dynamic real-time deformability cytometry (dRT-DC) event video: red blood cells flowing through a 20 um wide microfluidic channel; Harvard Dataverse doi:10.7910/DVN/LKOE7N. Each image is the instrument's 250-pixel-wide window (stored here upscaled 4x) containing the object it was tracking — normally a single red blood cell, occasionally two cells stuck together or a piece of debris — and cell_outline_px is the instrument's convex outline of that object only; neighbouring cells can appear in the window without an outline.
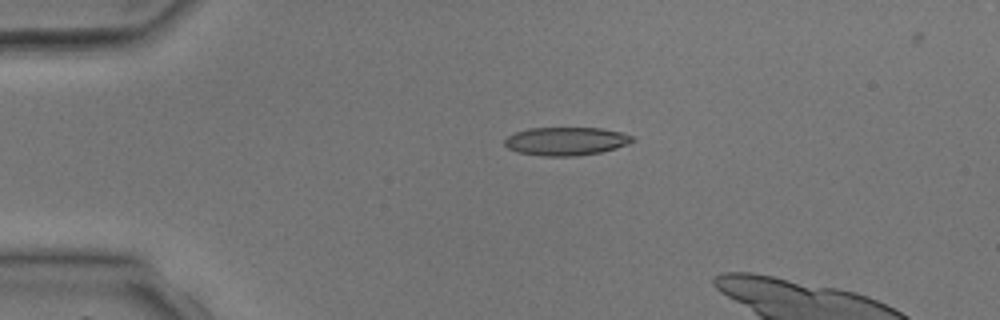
{"species": "common noctule bat (a hibernating species)", "species_latin": "Nyctalus noctula", "temperature_condition": "room temperature", "stored_images_in_passage": 4, "camera_frame_rate_fps": 3000, "um_per_image_px": 0.085, "animal": {"sex": "male", "body_mass_g": 17.9, "forearm_length_mm": 54.2}, "frame": {"image": 1, "passage_image": 2, "time_ms": 1.333, "image_size_px": [1000, 320], "cell_outline_px": [[636, 140], [628, 144], [616, 148], [600, 152], [576, 156], [544, 156], [516, 152], [508, 148], [504, 144], [504, 140], [508, 136], [516, 132], [528, 128], [600, 128], [620, 132], [632, 136]], "centroid_in_image_um": [48.1, 12.0], "position_along_channel_um": 36.9, "area_um2": 21.04}}